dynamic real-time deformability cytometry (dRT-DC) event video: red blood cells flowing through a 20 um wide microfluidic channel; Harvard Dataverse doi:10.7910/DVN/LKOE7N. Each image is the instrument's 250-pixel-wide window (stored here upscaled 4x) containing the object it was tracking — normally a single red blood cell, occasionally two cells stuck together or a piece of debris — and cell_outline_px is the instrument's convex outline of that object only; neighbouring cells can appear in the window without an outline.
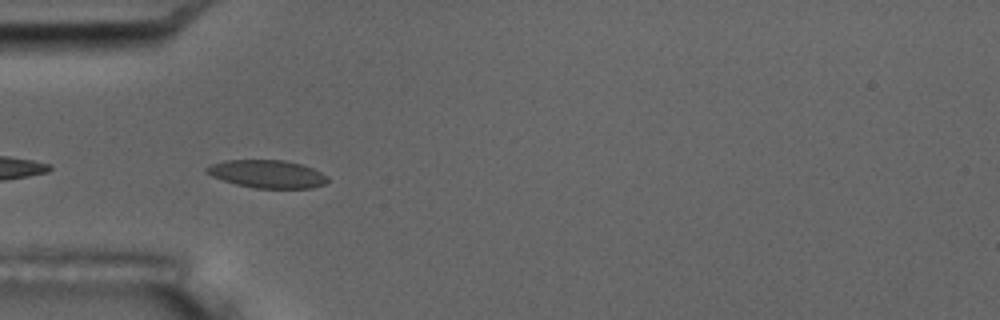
{"species": "common noctule bat (a hibernating species)", "species_latin": "Nyctalus noctula", "temperature_condition": "room temperature", "stored_images_in_passage": 6, "camera_frame_rate_fps": 3000, "um_per_image_px": 0.085, "animal": {"sex": "male", "body_mass_g": 17.5, "forearm_length_mm": 52.3}, "frame": {"image": 1, "passage_image": 5, "time_ms": 1.333, "image_size_px": [1000, 320], "cell_outline_px": [[328, 180], [324, 184], [312, 188], [252, 188], [236, 184], [212, 176], [204, 172], [204, 168], [212, 164], [224, 160], [284, 160], [300, 164], [312, 168], [328, 176]], "centroid_in_image_um": [22.69, 14.79], "position_along_channel_um": 62.3, "area_um2": 19.65}}